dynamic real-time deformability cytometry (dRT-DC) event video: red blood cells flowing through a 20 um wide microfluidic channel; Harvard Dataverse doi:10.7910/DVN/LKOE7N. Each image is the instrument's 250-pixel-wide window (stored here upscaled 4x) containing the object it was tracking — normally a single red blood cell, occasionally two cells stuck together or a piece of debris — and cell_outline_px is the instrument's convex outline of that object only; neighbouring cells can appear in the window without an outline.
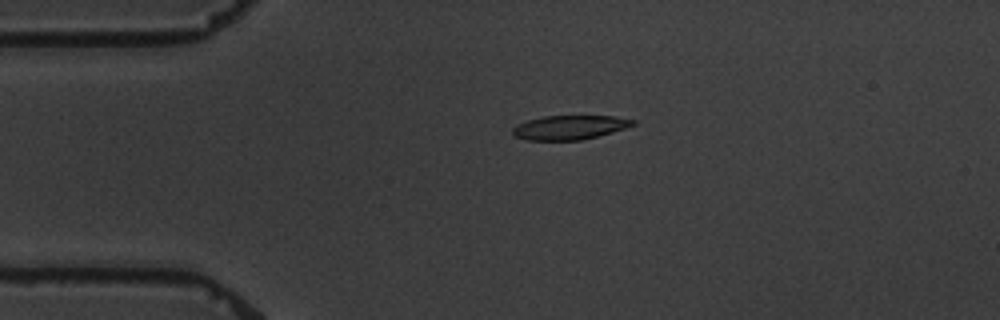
{"species": "common noctule bat (a hibernating species)", "species_latin": "Nyctalus noctula", "temperature_condition": "warm", "stored_images_in_passage": 3, "camera_frame_rate_fps": 3000, "um_per_image_px": 0.085, "animal": {"sex": "male", "body_mass_g": 19.5, "forearm_length_mm": 54.6}, "frame": {"image": 1, "passage_image": 2, "time_ms": 1.333, "image_size_px": [1000, 320], "cell_outline_px": [[636, 124], [612, 132], [580, 140], [528, 140], [512, 136], [512, 128], [516, 124], [528, 120], [544, 116], [612, 116], [636, 120]], "centroid_in_image_um": [48.37, 10.83], "position_along_channel_um": 36.6, "area_um2": 16.88}}